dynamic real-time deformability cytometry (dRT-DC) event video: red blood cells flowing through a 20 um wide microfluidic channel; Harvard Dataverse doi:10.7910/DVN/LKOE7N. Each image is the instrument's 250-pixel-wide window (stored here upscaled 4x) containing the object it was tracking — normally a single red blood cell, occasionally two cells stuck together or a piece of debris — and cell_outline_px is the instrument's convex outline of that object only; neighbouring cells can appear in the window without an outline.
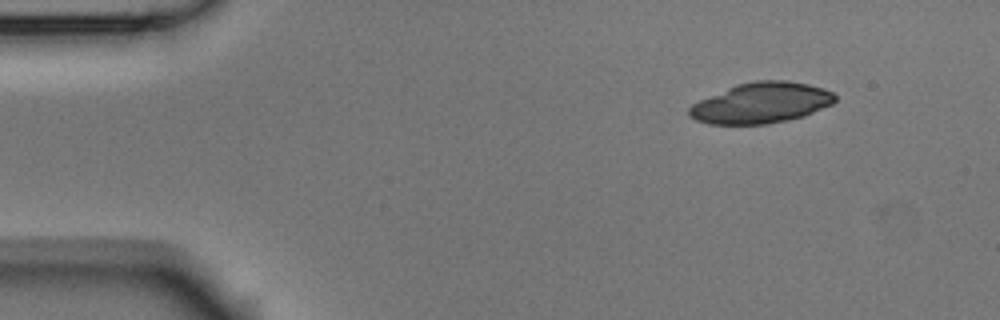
{"species": "Egyptian fruit bat (a non-hibernating species)", "species_latin": "Rousettus aegyptiacus", "temperature_condition": "room temperature", "stored_images_in_passage": 6, "camera_frame_rate_fps": 3000, "um_per_image_px": 0.085, "animal": {"sex": "male"}, "frame": {"image": 1, "passage_image": 1, "time_ms": 0.0, "image_size_px": [1000, 320], "cell_outline_px": [[836, 100], [832, 104], [804, 116], [788, 120], [768, 124], [708, 124], [696, 120], [688, 116], [688, 108], [692, 104], [700, 100], [736, 84], [756, 80], [788, 80], [808, 84], [824, 88], [832, 92], [836, 96]], "centroid_in_image_um": [64.7, 8.75], "position_along_channel_um": 20.3, "area_um2": 34.68}}